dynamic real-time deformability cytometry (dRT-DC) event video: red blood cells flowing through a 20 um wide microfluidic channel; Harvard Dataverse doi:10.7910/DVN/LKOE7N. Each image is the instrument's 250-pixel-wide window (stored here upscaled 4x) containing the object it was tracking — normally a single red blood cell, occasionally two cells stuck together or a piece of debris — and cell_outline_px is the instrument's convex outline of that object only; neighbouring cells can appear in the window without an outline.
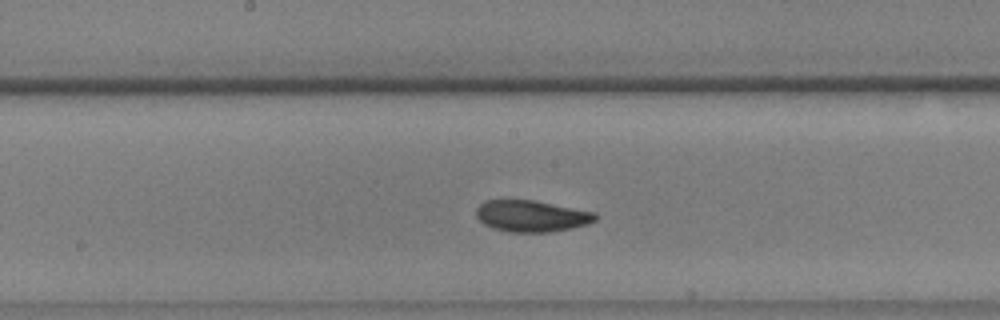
{"species": "common noctule bat (a hibernating species)", "species_latin": "Nyctalus noctula", "temperature_condition": "warm", "stored_images_in_passage": 48, "camera_frame_rate_fps": 3000, "um_per_image_px": 0.085, "animal": {"sex": "male", "body_mass_g": 17.9, "forearm_length_mm": 54.2}, "frame": {"image": 1, "passage_image": 22, "time_ms": 7.0, "image_size_px": [1000, 320], "cell_outline_px": [[600, 216], [596, 220], [588, 224], [572, 228], [552, 232], [508, 232], [492, 228], [484, 224], [476, 216], [476, 208], [484, 200], [536, 200], [596, 212]], "centroid_in_image_um": [45.21, 18.36], "position_along_channel_um": 203.0, "area_um2": 22.2}}
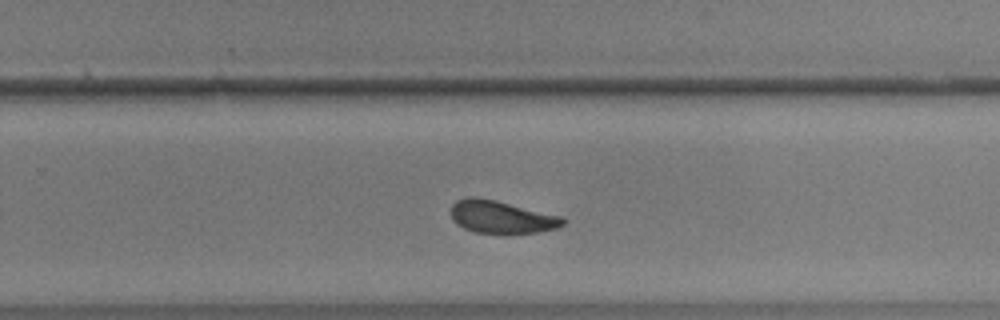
{"frame": {"image": 2, "passage_image": 29, "time_ms": 9.333, "image_size_px": [1000, 320], "cell_outline_px": [[564, 224], [556, 228], [536, 232], [476, 232], [464, 228], [456, 224], [452, 220], [452, 204], [456, 200], [468, 196], [472, 196], [496, 200], [564, 216]], "centroid_in_image_um": [42.61, 18.41], "position_along_channel_um": 287.2, "area_um2": 21.1}}
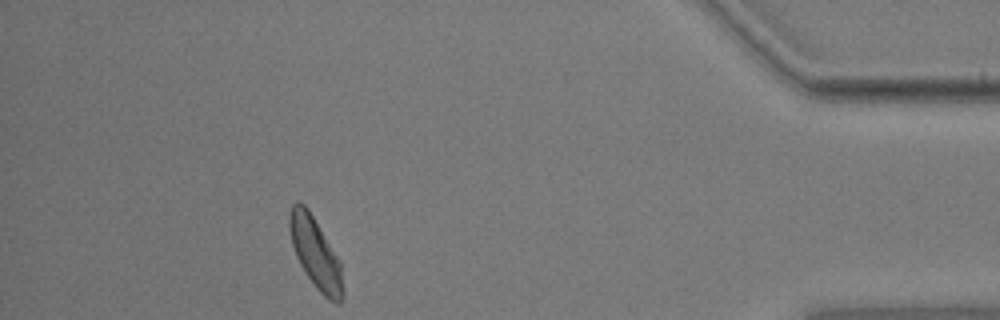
{"frame": {"image": 3, "passage_image": 43, "time_ms": 14.0, "image_size_px": [1000, 320], "cell_outline_px": [[344, 296], [340, 304], [336, 304], [328, 300], [316, 288], [300, 264], [296, 256], [292, 244], [288, 228], [288, 216], [292, 204], [296, 200], [304, 204], [308, 208], [340, 260], [344, 288]], "centroid_in_image_um": [26.83, 21.52], "position_along_channel_um": 408.4, "area_um2": 22.31}, "authors_computed_cell_mechanics": {"area_um2": 21.7328, "velocity_mm_per_s": 3.6225, "shape_relaxation_time_tau1_ms": 5.2248, "shape_relaxation_time_tau2_ms": 2.7305, "deformation_change_tau1": 0.1469, "deformation_change_tau2": 0.0836}}